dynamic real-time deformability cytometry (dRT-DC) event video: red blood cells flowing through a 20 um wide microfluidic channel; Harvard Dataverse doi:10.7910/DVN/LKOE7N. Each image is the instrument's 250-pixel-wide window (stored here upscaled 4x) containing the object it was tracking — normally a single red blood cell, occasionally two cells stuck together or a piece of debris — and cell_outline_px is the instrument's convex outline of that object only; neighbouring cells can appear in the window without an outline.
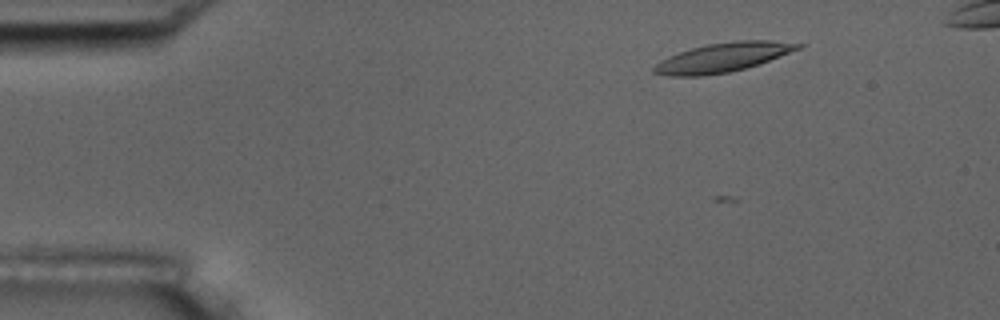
{"species": "common noctule bat (a hibernating species)", "species_latin": "Nyctalus noctula", "temperature_condition": "room temperature", "stored_images_in_passage": 5, "camera_frame_rate_fps": 3000, "um_per_image_px": 0.085, "animal": {"sex": "male", "body_mass_g": 17.5, "forearm_length_mm": 52.3}, "frame": {"image": 1, "passage_image": 2, "time_ms": 1.0, "image_size_px": [1000, 320], "cell_outline_px": [[804, 44], [800, 48], [760, 64], [728, 72], [700, 76], [668, 76], [652, 72], [652, 68], [660, 60], [668, 56], [692, 48], [708, 44], [736, 40], [768, 40]], "centroid_in_image_um": [61.41, 4.88], "position_along_channel_um": 23.6, "area_um2": 24.28}}